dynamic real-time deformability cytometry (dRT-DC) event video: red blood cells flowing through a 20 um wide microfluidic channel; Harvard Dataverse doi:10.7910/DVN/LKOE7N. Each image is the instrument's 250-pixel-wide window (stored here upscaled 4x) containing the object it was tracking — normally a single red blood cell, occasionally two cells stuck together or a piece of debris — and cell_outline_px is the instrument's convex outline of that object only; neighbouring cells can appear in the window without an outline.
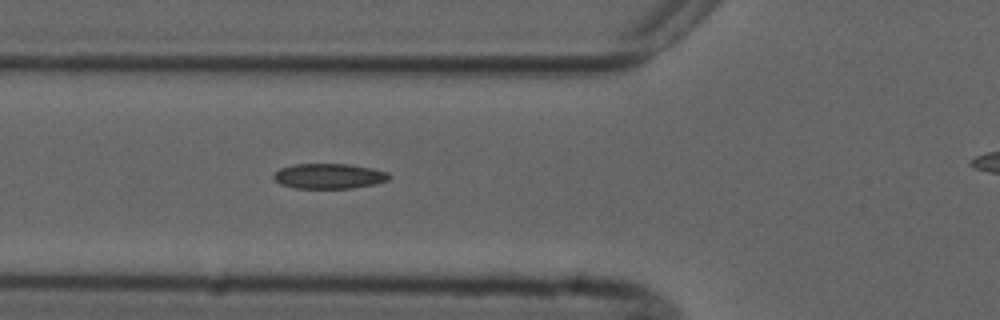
{"species": "common noctule bat (a hibernating species)", "species_latin": "Nyctalus noctula", "temperature_condition": "cold", "stored_images_in_passage": 7, "segment_of_instrument_passage": [1, 2], "camera_frame_rate_fps": 3000, "um_per_image_px": 0.085, "animal": {"sex": "male", "forearm_length_mm": 52.5}, "frame": {"image": 1, "passage_image": 6, "time_ms": 6.333, "image_size_px": [1000, 320], "cell_outline_px": [[392, 176], [388, 180], [376, 184], [352, 188], [296, 188], [280, 184], [272, 176], [280, 168], [296, 164], [352, 164], [372, 168], [388, 172]], "centroid_in_image_um": [28.01, 14.96], "position_along_channel_um": 97.8, "area_um2": 16.99}}